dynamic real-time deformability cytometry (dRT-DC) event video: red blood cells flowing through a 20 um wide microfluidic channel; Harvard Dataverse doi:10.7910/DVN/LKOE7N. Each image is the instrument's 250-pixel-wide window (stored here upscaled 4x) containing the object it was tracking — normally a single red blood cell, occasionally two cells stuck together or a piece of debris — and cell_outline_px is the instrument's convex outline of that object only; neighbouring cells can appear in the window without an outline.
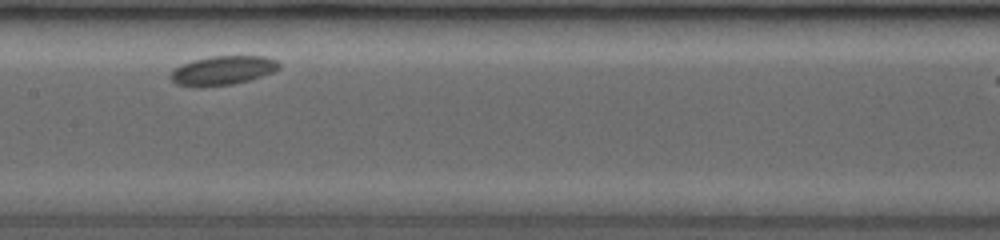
{"species": "common noctule bat (a hibernating species)", "species_latin": "Nyctalus noctula", "temperature_condition": "room temperature", "stored_images_in_passage": 12, "camera_frame_rate_fps": 3500, "um_per_image_px": 0.085, "animal": {"sex": "female", "body_mass_g": 19.0, "forearm_length_mm": 53.3}, "frame": {"image": 1, "passage_image": 9, "time_ms": 4.0, "image_size_px": [1000, 240], "cell_outline_px": [[280, 68], [272, 72], [248, 80], [232, 84], [176, 84], [168, 76], [180, 64], [192, 60], [212, 56], [268, 56], [276, 60], [280, 64]], "centroid_in_image_um": [18.98, 5.93], "position_along_channel_um": 188.4, "area_um2": 17.69}}